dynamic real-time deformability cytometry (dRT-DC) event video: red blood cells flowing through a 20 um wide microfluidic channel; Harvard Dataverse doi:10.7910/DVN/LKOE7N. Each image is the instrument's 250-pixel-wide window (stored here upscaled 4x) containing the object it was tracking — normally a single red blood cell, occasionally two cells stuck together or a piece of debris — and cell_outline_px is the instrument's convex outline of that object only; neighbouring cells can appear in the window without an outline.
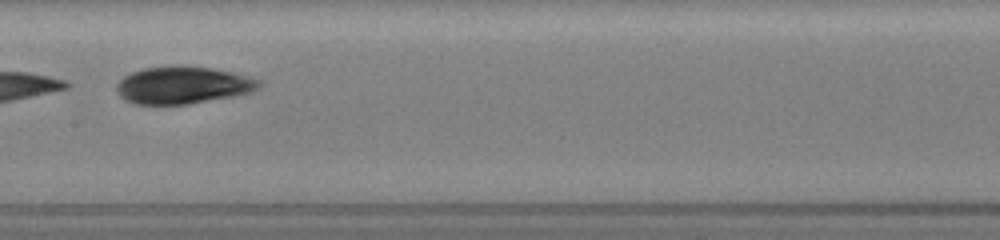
{"species": "common noctule bat (a hibernating species)", "species_latin": "Nyctalus noctula", "temperature_condition": "room temperature", "stored_images_in_passage": 19, "camera_frame_rate_fps": 3000, "um_per_image_px": 0.085, "animal": {"sex": "female", "body_mass_g": 19.5, "forearm_length_mm": 54.1}, "frame": {"image": 1, "passage_image": 6, "time_ms": 4.333, "image_size_px": [1000, 240], "cell_outline_px": [[260, 84], [252, 92], [232, 96], [188, 104], [136, 104], [124, 100], [116, 92], [116, 84], [124, 76], [132, 72], [144, 68], [176, 64], [180, 64], [208, 68], [232, 72], [260, 80]], "centroid_in_image_um": [15.48, 7.22], "position_along_channel_um": 191.9, "area_um2": 30.98}, "authors_computed_cell_mechanics": {"area_um2": 19.7676, "velocity_mm_per_s": 3.8898, "shape_relaxation_time_tau1_ms": 10.1413, "shape_relaxation_time_tau2_ms": 3.6719, "deformation_change_tau1": 0.1566, "deformation_change_tau2": 0.0997}}